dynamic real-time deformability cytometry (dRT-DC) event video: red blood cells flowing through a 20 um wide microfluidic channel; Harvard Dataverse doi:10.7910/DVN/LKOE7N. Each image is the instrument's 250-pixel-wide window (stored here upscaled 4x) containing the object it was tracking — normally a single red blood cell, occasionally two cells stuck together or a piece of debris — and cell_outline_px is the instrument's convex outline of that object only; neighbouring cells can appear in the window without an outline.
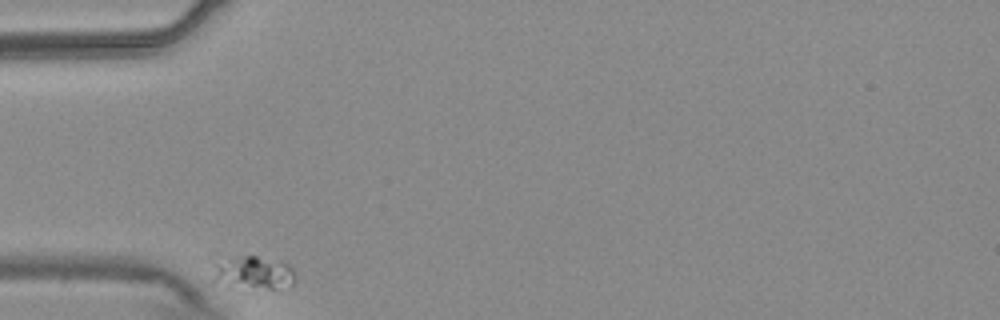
{"species": "common noctule bat (a hibernating species)", "species_latin": "Nyctalus noctula", "temperature_condition": "warm", "stored_images_in_passage": 34, "camera_frame_rate_fps": 3000, "um_per_image_px": 0.085, "animal": {"sex": "male", "body_mass_g": 20.4}, "frame": {"image": 1, "passage_image": 1, "time_ms": 0.0, "image_size_px": [1000, 320], "cell_outline_px": [[296, 280], [292, 284], [276, 288], [228, 288], [212, 284], [208, 260], [208, 256], [212, 252], [216, 252], [256, 256], [284, 260], [292, 268], [296, 276]], "centroid_in_image_um": [21.18, 23.07], "position_along_channel_um": 63.8, "area_um2": 18.67}}
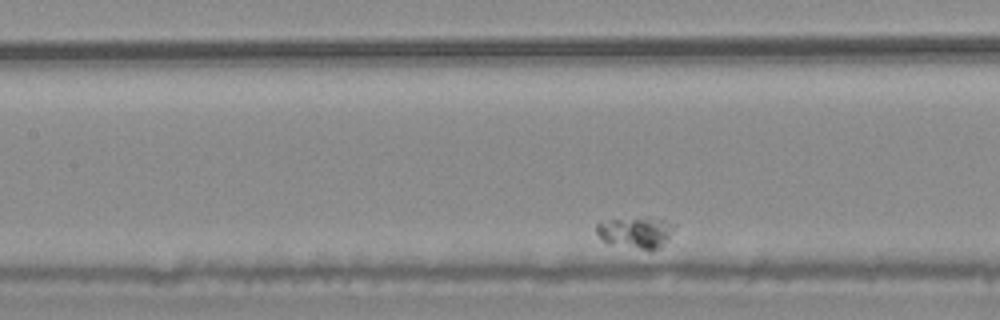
{"frame": {"image": 2, "passage_image": 12, "time_ms": 3.667, "image_size_px": [1000, 320], "cell_outline_px": [[676, 228], [668, 240], [660, 248], [640, 248], [608, 244], [596, 232], [596, 224], [612, 220], [644, 216], [648, 216], [664, 220], [676, 224]], "centroid_in_image_um": [54.11, 19.72], "position_along_channel_um": 153.3, "area_um2": 14.22}}
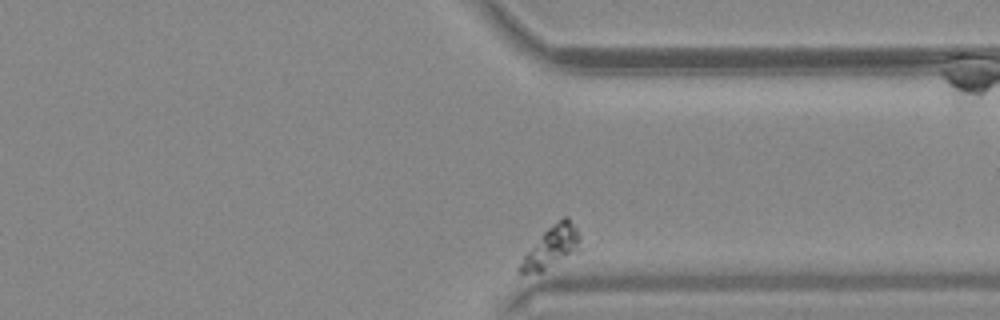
{"frame": {"image": 3, "passage_image": 34, "time_ms": 11.0, "image_size_px": [1000, 320], "cell_outline_px": [[584, 248], [544, 272], [520, 272], [516, 268], [524, 256], [544, 232], [548, 228], [564, 216], [568, 216], [576, 228], [580, 236]], "centroid_in_image_um": [46.95, 21.02], "position_along_channel_um": 364.4, "area_um2": 14.62}}